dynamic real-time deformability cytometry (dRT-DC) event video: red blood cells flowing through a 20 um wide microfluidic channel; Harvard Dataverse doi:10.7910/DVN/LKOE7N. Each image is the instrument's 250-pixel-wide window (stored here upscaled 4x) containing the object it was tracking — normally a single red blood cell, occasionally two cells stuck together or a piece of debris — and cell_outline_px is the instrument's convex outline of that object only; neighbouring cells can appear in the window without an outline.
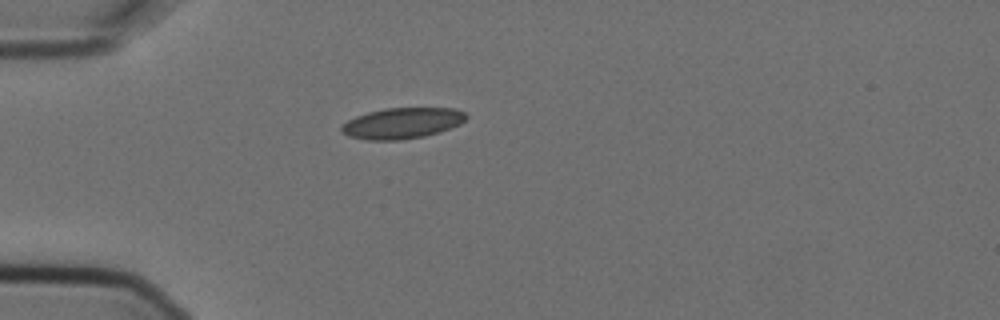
{"species": "Egyptian fruit bat (a non-hibernating species)", "species_latin": "Rousettus aegyptiacus", "temperature_condition": "cold", "stored_images_in_passage": 1, "camera_frame_rate_fps": 3000, "um_per_image_px": 0.085, "animal": {"sex": "female"}, "frame": {"image": 1, "passage_image": 1, "time_ms": 0.0, "image_size_px": [1000, 320], "cell_outline_px": [[468, 116], [460, 124], [424, 136], [400, 140], [368, 140], [348, 136], [340, 132], [340, 128], [348, 120], [356, 116], [368, 112], [384, 108], [456, 108], [464, 112]], "centroid_in_image_um": [34.15, 10.46], "position_along_channel_um": 50.8, "area_um2": 22.31}}